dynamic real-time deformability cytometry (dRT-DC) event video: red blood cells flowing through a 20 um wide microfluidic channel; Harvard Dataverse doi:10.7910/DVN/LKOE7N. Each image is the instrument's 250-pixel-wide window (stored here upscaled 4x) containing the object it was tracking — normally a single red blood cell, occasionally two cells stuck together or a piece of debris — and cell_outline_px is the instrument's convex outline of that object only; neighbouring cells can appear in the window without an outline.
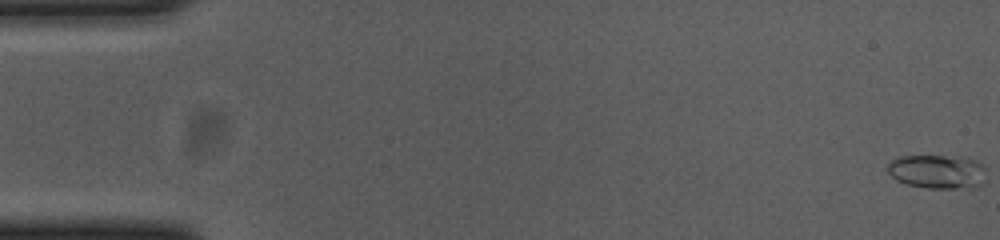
{"species": "common noctule bat (a hibernating species)", "species_latin": "Nyctalus noctula", "temperature_condition": "cold", "stored_images_in_passage": 56, "camera_frame_rate_fps": 3000, "um_per_image_px": 0.085, "animal": {"sex": "female", "body_mass_g": 23.0, "forearm_length_mm": 53.4}, "frame": {"image": 1, "passage_image": 1, "time_ms": 0.0, "image_size_px": [1000, 240], "cell_outline_px": [[984, 184], [976, 188], [928, 188], [908, 184], [896, 180], [888, 172], [888, 164], [892, 160], [900, 156], [964, 156], [976, 160], [984, 164]], "centroid_in_image_um": [79.74, 14.58], "position_along_channel_um": 5.3, "area_um2": 19.77}}
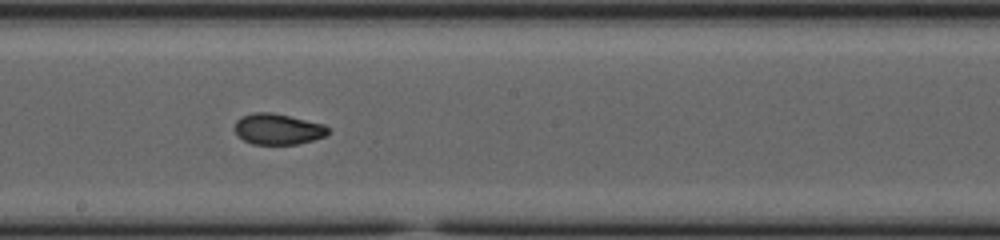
{"frame": {"image": 2, "passage_image": 31, "time_ms": 10.0, "image_size_px": [1000, 240], "cell_outline_px": [[332, 132], [324, 136], [312, 140], [296, 144], [252, 144], [244, 140], [236, 132], [236, 120], [252, 112], [272, 112], [324, 124], [332, 128]], "centroid_in_image_um": [23.68, 10.97], "position_along_channel_um": 224.5, "area_um2": 16.76}}
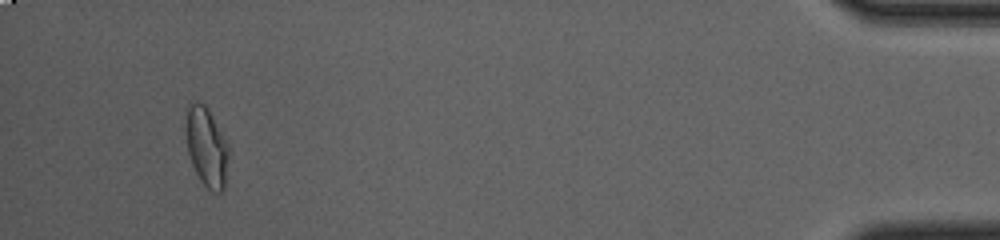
{"frame": {"image": 3, "passage_image": 53, "time_ms": 17.333, "image_size_px": [1000, 240], "cell_outline_px": [[228, 156], [224, 188], [220, 192], [212, 192], [200, 180], [192, 164], [188, 152], [184, 132], [184, 124], [188, 108], [192, 104], [204, 104], [208, 108], [228, 140]], "centroid_in_image_um": [17.56, 12.48], "position_along_channel_um": 417.6, "area_um2": 19.88}, "authors_computed_cell_mechanics": {"area_um2": 17.4267, "velocity_mm_per_s": 3.668, "shape_relaxation_time_tau1_ms": null, "shape_relaxation_time_tau2_ms": 1.6935, "deformation_change_tau1": null, "deformation_change_tau2": 0.0568}}